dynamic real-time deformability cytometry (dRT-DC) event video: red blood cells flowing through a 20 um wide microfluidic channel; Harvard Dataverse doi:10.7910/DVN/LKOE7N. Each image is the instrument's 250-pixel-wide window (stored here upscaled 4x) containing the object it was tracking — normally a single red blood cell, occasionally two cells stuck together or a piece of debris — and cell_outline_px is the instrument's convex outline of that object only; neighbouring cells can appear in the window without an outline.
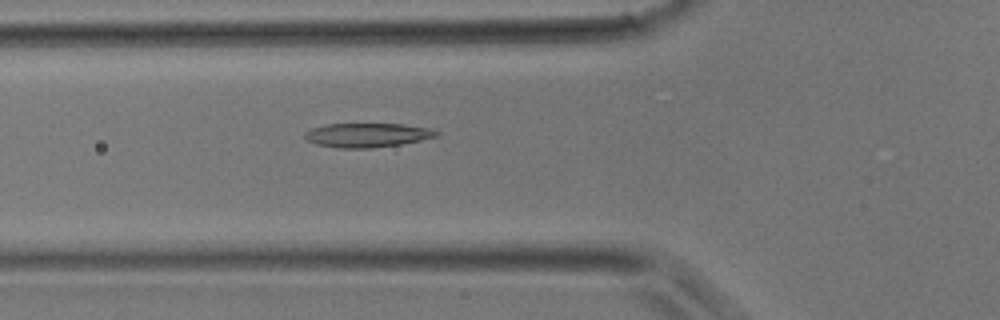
{"species": "common noctule bat (a hibernating species)", "species_latin": "Nyctalus noctula", "temperature_condition": "room temperature", "stored_images_in_passage": 29, "camera_frame_rate_fps": 3000, "um_per_image_px": 0.085, "animal": {"sex": "male", "body_mass_g": 17.9}, "frame": {"image": 1, "passage_image": 3, "time_ms": 0.667, "image_size_px": [1000, 320], "cell_outline_px": [[440, 136], [400, 144], [372, 148], [336, 148], [316, 144], [308, 140], [304, 136], [304, 132], [312, 128], [328, 124], [400, 124], [432, 128], [440, 132]], "centroid_in_image_um": [31.24, 11.48], "position_along_channel_um": 94.6, "area_um2": 18.55}}
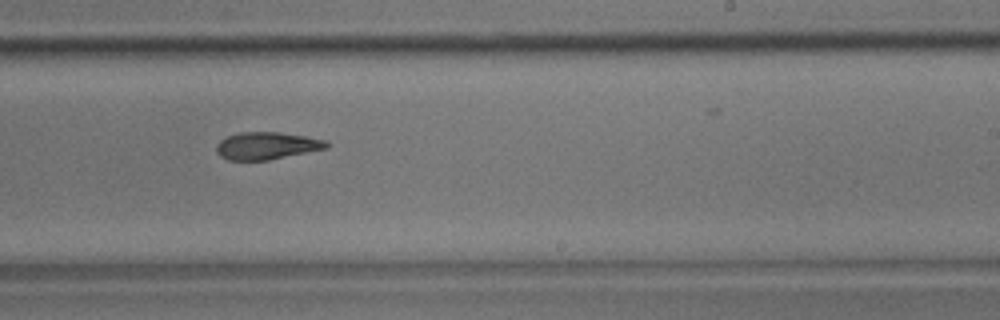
{"frame": {"image": 2, "passage_image": 13, "time_ms": 4.0, "image_size_px": [1000, 320], "cell_outline_px": [[332, 144], [328, 148], [268, 160], [228, 160], [220, 156], [216, 152], [216, 144], [220, 140], [228, 136], [240, 132], [280, 132], [304, 136], [324, 140]], "centroid_in_image_um": [22.67, 12.39], "position_along_channel_um": 266.3, "area_um2": 17.57}}
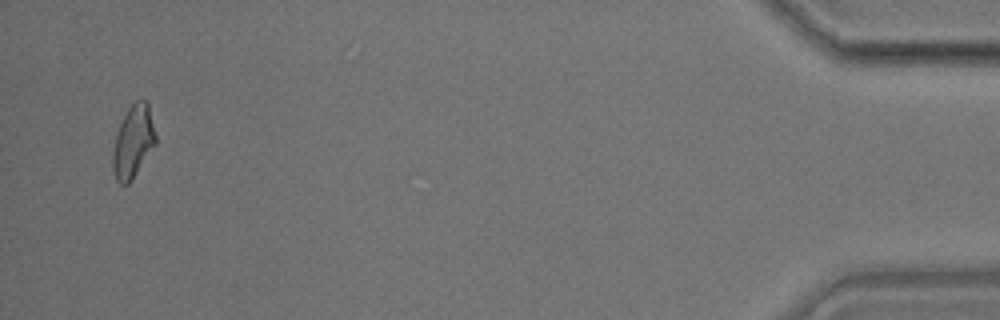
{"frame": {"image": 3, "passage_image": 27, "time_ms": 8.667, "image_size_px": [1000, 320], "cell_outline_px": [[156, 144], [132, 180], [128, 184], [120, 184], [116, 180], [112, 168], [112, 152], [116, 136], [120, 124], [128, 108], [136, 100], [148, 100], [156, 136]], "centroid_in_image_um": [11.33, 12.05], "position_along_channel_um": 423.9, "area_um2": 18.15}}